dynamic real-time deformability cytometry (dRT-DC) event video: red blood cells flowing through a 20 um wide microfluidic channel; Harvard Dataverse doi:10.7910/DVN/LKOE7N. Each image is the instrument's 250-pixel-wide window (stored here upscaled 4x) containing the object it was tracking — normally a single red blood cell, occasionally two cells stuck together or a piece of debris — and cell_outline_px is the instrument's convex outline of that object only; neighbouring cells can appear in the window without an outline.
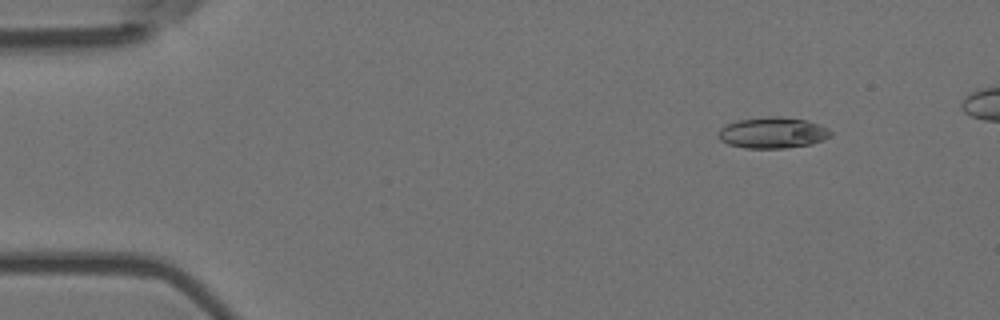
{"species": "Egyptian fruit bat (a non-hibernating species)", "species_latin": "Rousettus aegyptiacus", "temperature_condition": "room temperature", "stored_images_in_passage": 47, "camera_frame_rate_fps": 3000, "um_per_image_px": 0.085, "animal": {"sex": "female"}, "frame": {"image": 1, "passage_image": 1, "time_ms": 0.0, "image_size_px": [1000, 320], "cell_outline_px": [[832, 136], [824, 140], [812, 144], [784, 148], [744, 148], [728, 144], [720, 140], [720, 128], [724, 124], [736, 120], [768, 116], [780, 116], [808, 120], [828, 128], [832, 132]], "centroid_in_image_um": [65.7, 11.27], "position_along_channel_um": 19.3, "area_um2": 20.58}}
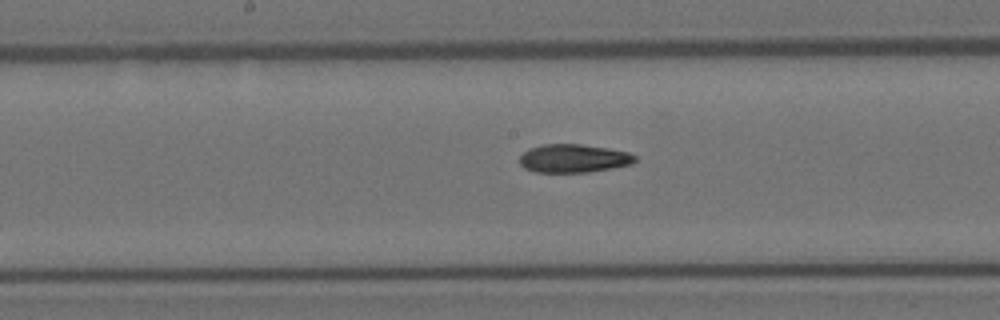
{"frame": {"image": 2, "passage_image": 23, "time_ms": 7.333, "image_size_px": [1000, 320], "cell_outline_px": [[636, 160], [632, 164], [612, 168], [588, 172], [536, 172], [524, 168], [520, 164], [520, 156], [528, 148], [544, 144], [580, 144], [608, 148], [628, 152], [636, 156]], "centroid_in_image_um": [48.75, 13.46], "position_along_channel_um": 199.5, "area_um2": 19.07}}
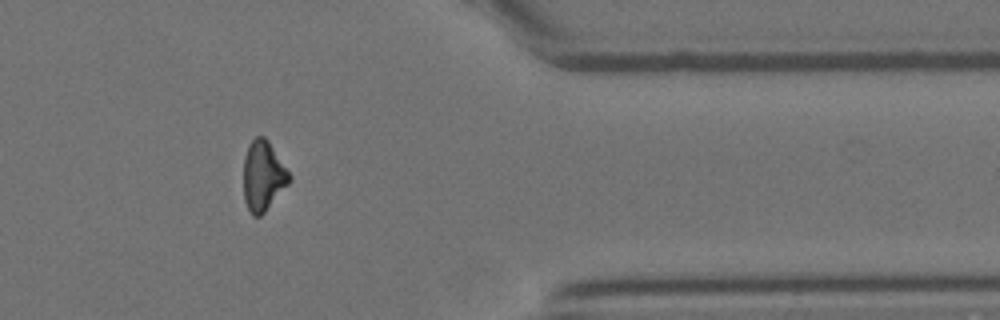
{"frame": {"image": 3, "passage_image": 40, "time_ms": 13.0, "image_size_px": [1000, 320], "cell_outline_px": [[292, 180], [264, 212], [260, 216], [252, 216], [244, 200], [244, 156], [248, 144], [256, 136], [264, 136], [268, 140], [292, 176]], "centroid_in_image_um": [22.37, 14.93], "position_along_channel_um": 389.0, "area_um2": 18.67}, "authors_computed_cell_mechanics": {"area_um2": 19.4208, "velocity_mm_per_s": 3.6974, "shape_relaxation_time_tau1_ms": 6.3474, "shape_relaxation_time_tau2_ms": 5.7215, "deformation_change_tau1": 0.1913, "deformation_change_tau2": 0.146}}